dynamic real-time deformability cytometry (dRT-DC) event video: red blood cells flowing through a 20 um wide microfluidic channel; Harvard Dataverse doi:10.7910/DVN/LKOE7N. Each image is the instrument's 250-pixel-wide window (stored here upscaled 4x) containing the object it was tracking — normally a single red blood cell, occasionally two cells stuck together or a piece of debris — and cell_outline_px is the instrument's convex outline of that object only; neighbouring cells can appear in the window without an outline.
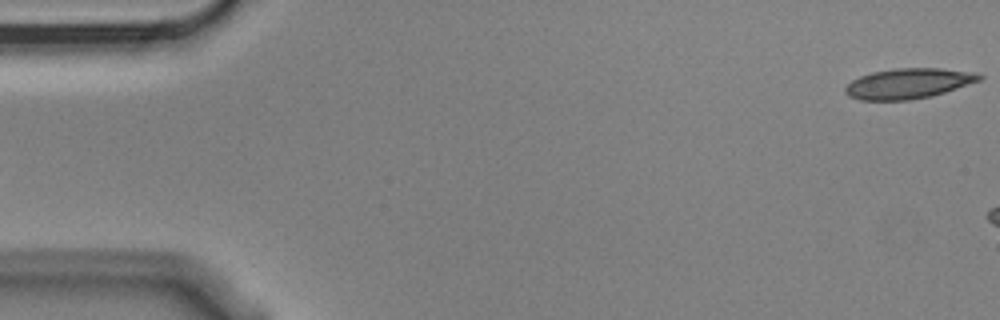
{"species": "Egyptian fruit bat (a non-hibernating species)", "species_latin": "Rousettus aegyptiacus", "temperature_condition": "cold", "stored_images_in_passage": 3, "camera_frame_rate_fps": 3000, "um_per_image_px": 0.085, "animal": {"sex": "male"}, "frame": {"image": 1, "passage_image": 1, "time_ms": 0.0, "image_size_px": [1000, 320], "cell_outline_px": [[984, 76], [980, 80], [932, 96], [908, 100], [860, 100], [848, 96], [844, 92], [844, 88], [852, 80], [860, 76], [872, 72], [896, 68], [940, 68], [976, 72]], "centroid_in_image_um": [77.19, 7.09], "position_along_channel_um": 7.8, "area_um2": 23.64}}